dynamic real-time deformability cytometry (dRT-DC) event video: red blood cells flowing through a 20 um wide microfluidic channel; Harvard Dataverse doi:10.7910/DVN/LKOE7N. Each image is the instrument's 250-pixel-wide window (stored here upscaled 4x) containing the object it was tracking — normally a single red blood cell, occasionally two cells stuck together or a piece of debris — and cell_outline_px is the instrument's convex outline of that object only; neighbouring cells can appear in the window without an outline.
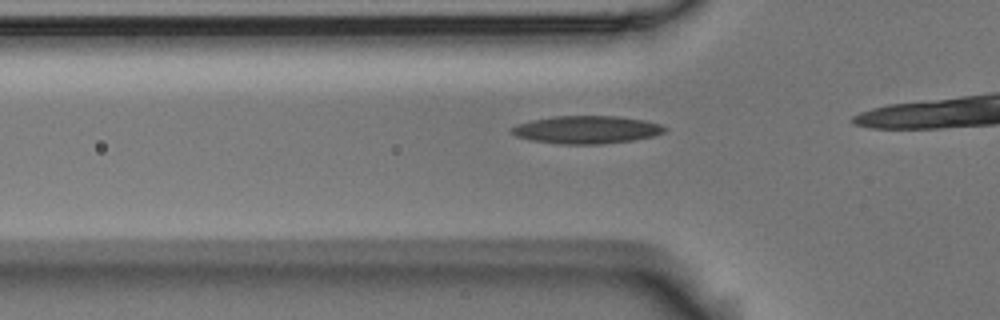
{"species": "Egyptian fruit bat (a non-hibernating species)", "species_latin": "Rousettus aegyptiacus", "temperature_condition": "room temperature", "stored_images_in_passage": 17, "camera_frame_rate_fps": 3000, "um_per_image_px": 0.085, "animal": {"sex": "male"}, "frame": {"image": 1, "passage_image": 12, "time_ms": 3.667, "image_size_px": [1000, 320], "cell_outline_px": [[668, 128], [664, 132], [656, 136], [632, 140], [600, 144], [560, 144], [532, 140], [516, 136], [512, 132], [512, 128], [516, 124], [532, 120], [552, 116], [616, 116], [644, 120], [660, 124]], "centroid_in_image_um": [49.89, 11.02], "position_along_channel_um": 75.9, "area_um2": 24.74}}
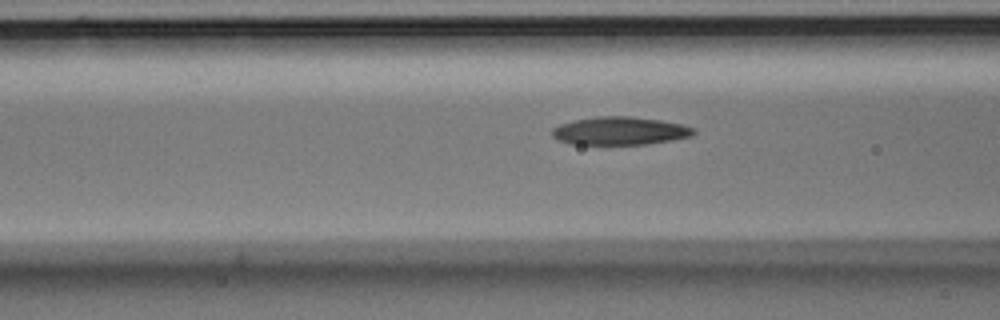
{"frame": {"image": 2, "passage_image": 15, "time_ms": 4.667, "image_size_px": [1000, 320], "cell_outline_px": [[696, 132], [692, 136], [672, 140], [644, 144], [568, 144], [556, 140], [552, 136], [552, 128], [560, 124], [576, 120], [596, 116], [628, 116], [660, 120], [680, 124], [696, 128]], "centroid_in_image_um": [52.67, 11.13], "position_along_channel_um": 113.9, "area_um2": 23.18}}